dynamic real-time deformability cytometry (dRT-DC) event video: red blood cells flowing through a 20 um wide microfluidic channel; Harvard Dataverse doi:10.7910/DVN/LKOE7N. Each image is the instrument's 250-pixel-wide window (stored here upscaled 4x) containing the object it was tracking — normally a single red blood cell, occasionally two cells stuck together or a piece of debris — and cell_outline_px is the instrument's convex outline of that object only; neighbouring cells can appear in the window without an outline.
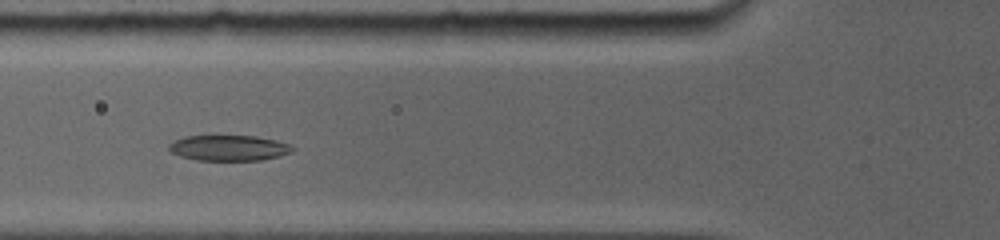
{"species": "common noctule bat (a hibernating species)", "species_latin": "Nyctalus noctula", "temperature_condition": "room temperature", "stored_images_in_passage": 32, "camera_frame_rate_fps": 5000, "um_per_image_px": 0.085, "animal": {"sex": "female", "body_mass_g": 19.0, "forearm_length_mm": 56.7}, "frame": {"image": 1, "passage_image": 7, "time_ms": 2.2, "image_size_px": [1000, 240], "cell_outline_px": [[296, 148], [292, 152], [260, 160], [196, 160], [180, 156], [172, 152], [168, 148], [168, 144], [172, 140], [184, 136], [256, 136], [276, 140], [288, 144]], "centroid_in_image_um": [19.41, 12.57], "position_along_channel_um": 106.4, "area_um2": 18.38}}
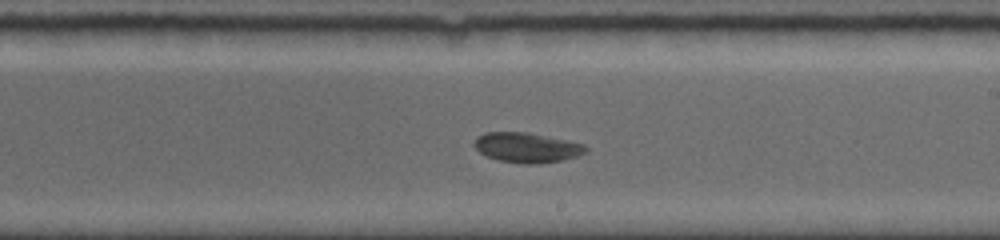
{"frame": {"image": 2, "passage_image": 17, "time_ms": 5.8, "image_size_px": [1000, 240], "cell_outline_px": [[588, 148], [584, 152], [576, 156], [560, 160], [536, 164], [520, 164], [500, 160], [488, 156], [480, 152], [472, 144], [476, 136], [484, 132], [528, 132], [584, 144]], "centroid_in_image_um": [44.73, 12.53], "position_along_channel_um": 244.3, "area_um2": 19.31}}
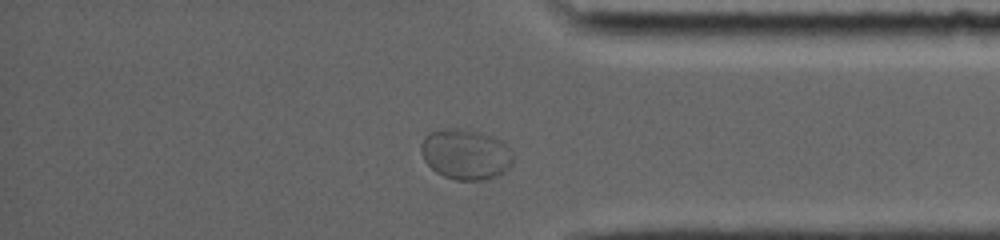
{"frame": {"image": 3, "passage_image": 29, "time_ms": 9.8, "image_size_px": [1000, 240], "cell_outline_px": [[512, 164], [500, 176], [480, 180], [456, 180], [444, 176], [436, 172], [424, 160], [420, 152], [420, 144], [424, 136], [428, 132], [448, 128], [464, 128], [480, 132], [492, 136], [500, 140], [512, 148]], "centroid_in_image_um": [39.58, 13.1], "position_along_channel_um": 395.6, "area_um2": 27.46}, "authors_computed_cell_mechanics": {"area_um2": 19.7965, "velocity_mm_per_s": 3.8338, "shape_relaxation_time_tau1_ms": 8.3947, "shape_relaxation_time_tau2_ms": null, "deformation_change_tau1": 0.1775, "deformation_change_tau2": null}}